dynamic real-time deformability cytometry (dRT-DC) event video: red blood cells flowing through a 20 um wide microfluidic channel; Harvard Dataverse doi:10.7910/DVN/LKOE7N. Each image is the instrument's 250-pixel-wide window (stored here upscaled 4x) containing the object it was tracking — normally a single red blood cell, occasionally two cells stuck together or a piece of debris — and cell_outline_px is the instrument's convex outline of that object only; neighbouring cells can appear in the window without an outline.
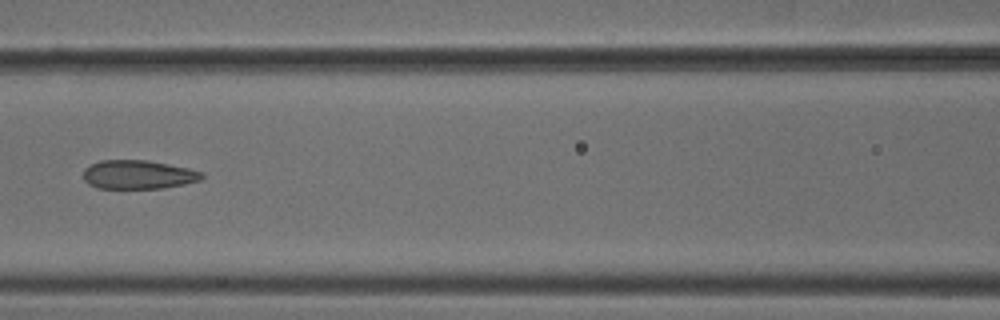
{"species": "common noctule bat (a hibernating species)", "species_latin": "Nyctalus noctula", "temperature_condition": "cold", "stored_images_in_passage": 5, "camera_frame_rate_fps": 3000, "um_per_image_px": 0.085, "animal": {"sex": "male", "body_mass_g": 18.8}, "frame": {"image": 1, "passage_image": 4, "time_ms": 1.0, "image_size_px": [1000, 320], "cell_outline_px": [[204, 176], [200, 180], [184, 184], [164, 188], [96, 188], [88, 184], [84, 180], [84, 168], [100, 160], [148, 160], [188, 168], [204, 172]], "centroid_in_image_um": [11.75, 14.84], "position_along_channel_um": 154.9, "area_um2": 19.94}}
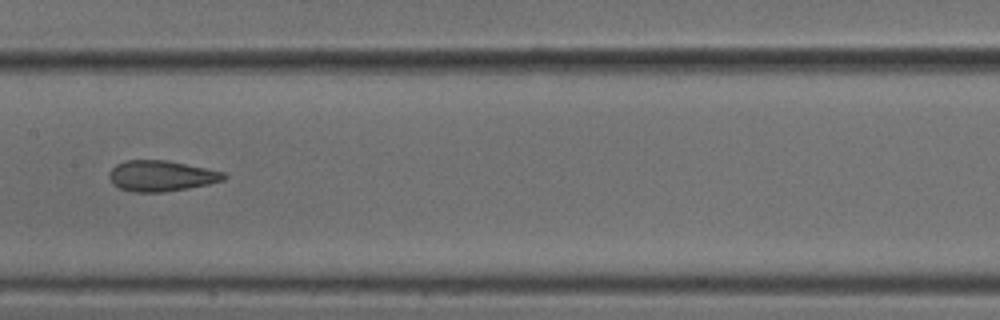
{"frame": {"image": 2, "passage_image": 5, "time_ms": 1.333, "image_size_px": [1000, 320], "cell_outline_px": [[228, 176], [224, 180], [208, 184], [188, 188], [164, 192], [132, 192], [120, 188], [108, 176], [108, 172], [116, 164], [124, 160], [168, 160], [224, 172]], "centroid_in_image_um": [13.71, 14.94], "position_along_channel_um": 193.7, "area_um2": 20.52}}